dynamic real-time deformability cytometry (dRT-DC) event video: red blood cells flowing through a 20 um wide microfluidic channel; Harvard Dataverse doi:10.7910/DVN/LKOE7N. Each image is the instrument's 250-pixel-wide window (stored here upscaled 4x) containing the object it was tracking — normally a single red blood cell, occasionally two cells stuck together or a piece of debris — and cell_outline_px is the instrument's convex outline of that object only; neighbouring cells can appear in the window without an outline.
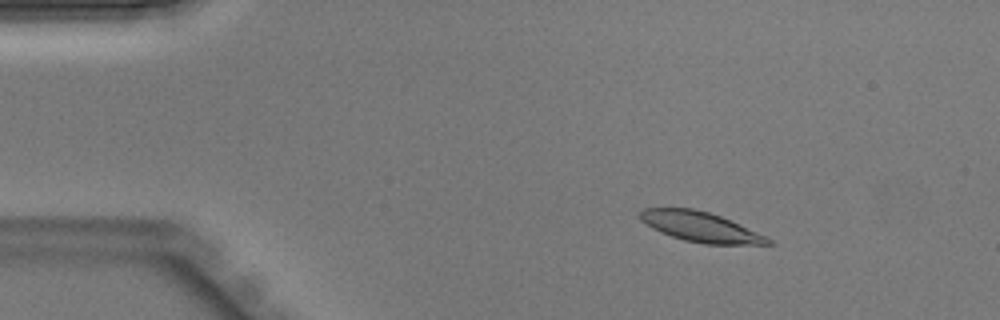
{"species": "Egyptian fruit bat (a non-hibernating species)", "species_latin": "Rousettus aegyptiacus", "temperature_condition": "warm", "stored_images_in_passage": 44, "camera_frame_rate_fps": 3000, "um_per_image_px": 0.085, "animal": {"sex": "male"}, "frame": {"image": 1, "passage_image": 7, "time_ms": 2.0, "image_size_px": [1000, 320], "cell_outline_px": [[776, 244], [704, 244], [684, 240], [660, 232], [652, 228], [640, 220], [640, 212], [644, 208], [692, 208], [708, 212], [720, 216], [768, 236]], "centroid_in_image_um": [59.56, 19.29], "position_along_channel_um": 25.4, "area_um2": 22.25}}
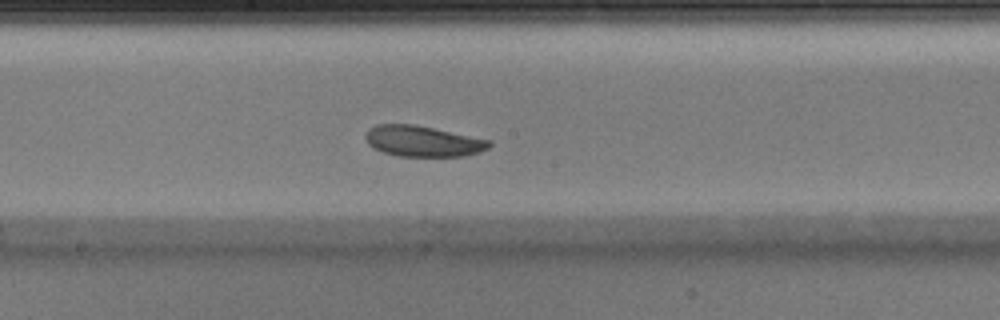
{"frame": {"image": 2, "passage_image": 24, "time_ms": 7.667, "image_size_px": [1000, 320], "cell_outline_px": [[492, 144], [488, 148], [480, 152], [464, 156], [400, 156], [384, 152], [372, 148], [368, 144], [364, 136], [368, 128], [376, 124], [412, 124], [492, 140]], "centroid_in_image_um": [35.93, 12.0], "position_along_channel_um": 212.3, "area_um2": 22.25}}
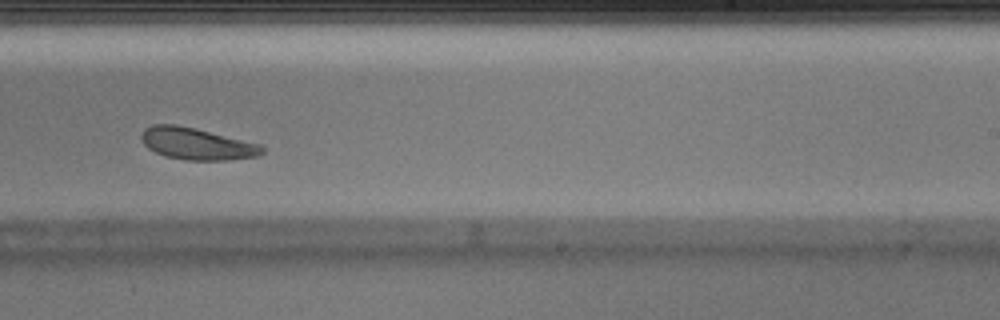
{"frame": {"image": 3, "passage_image": 28, "time_ms": 9.0, "image_size_px": [1000, 320], "cell_outline_px": [[264, 152], [260, 156], [228, 160], [188, 160], [164, 156], [148, 148], [140, 140], [140, 132], [144, 128], [152, 124], [176, 124], [196, 128], [260, 144], [264, 148]], "centroid_in_image_um": [16.7, 12.21], "position_along_channel_um": 272.3, "area_um2": 22.66}}